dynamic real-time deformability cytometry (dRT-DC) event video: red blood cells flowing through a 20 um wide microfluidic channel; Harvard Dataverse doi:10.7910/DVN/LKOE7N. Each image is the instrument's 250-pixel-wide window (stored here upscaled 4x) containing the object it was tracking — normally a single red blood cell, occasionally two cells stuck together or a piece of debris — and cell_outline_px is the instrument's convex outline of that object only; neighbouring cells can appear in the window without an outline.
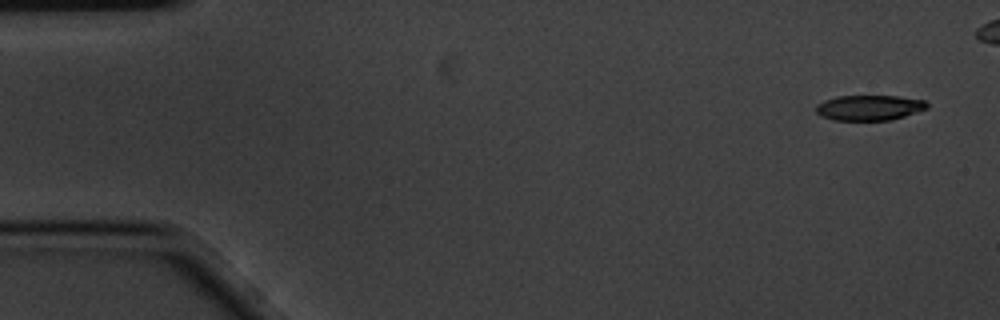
{"species": "common noctule bat (a hibernating species)", "species_latin": "Nyctalus noctula", "temperature_condition": "cold", "stored_images_in_passage": 4, "camera_frame_rate_fps": 3000, "um_per_image_px": 0.085, "animal": {"sex": "male", "body_mass_g": 20.1, "forearm_length_mm": 53.5}, "frame": {"image": 1, "passage_image": 1, "time_ms": 0.0, "image_size_px": [1000, 320], "cell_outline_px": [[928, 108], [892, 120], [832, 120], [820, 116], [816, 112], [816, 104], [824, 100], [836, 96], [900, 96], [924, 100], [928, 104]], "centroid_in_image_um": [73.86, 9.15], "position_along_channel_um": 11.1, "area_um2": 16.47}}